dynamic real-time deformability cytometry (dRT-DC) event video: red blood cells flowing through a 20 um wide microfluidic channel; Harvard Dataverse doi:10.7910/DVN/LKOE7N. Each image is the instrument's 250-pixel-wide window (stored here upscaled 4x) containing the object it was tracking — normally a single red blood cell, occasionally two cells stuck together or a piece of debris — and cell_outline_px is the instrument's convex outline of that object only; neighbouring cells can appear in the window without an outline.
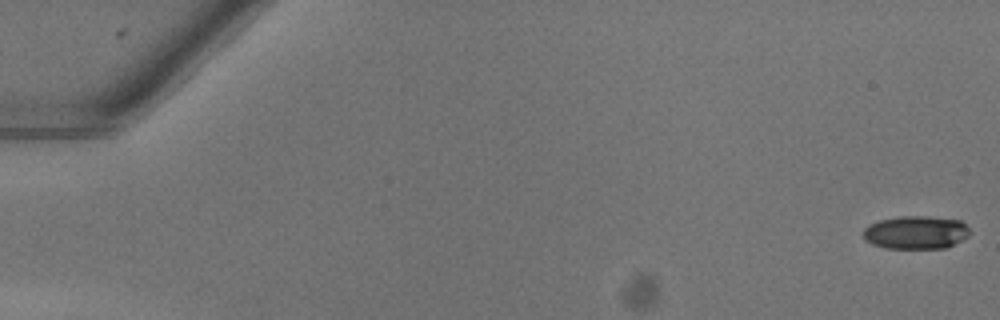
{"species": "common noctule bat (a hibernating species)", "species_latin": "Nyctalus noctula", "temperature_condition": "warm", "stored_images_in_passage": 52, "camera_frame_rate_fps": 3000, "um_per_image_px": 0.085, "animal": {"sex": "female"}, "frame": {"image": 1, "passage_image": 1, "time_ms": 0.0, "image_size_px": [1000, 320], "cell_outline_px": [[968, 236], [944, 248], [884, 248], [872, 244], [864, 240], [864, 228], [868, 224], [880, 220], [900, 216], [928, 216], [960, 220], [968, 228]], "centroid_in_image_um": [77.8, 19.75], "position_along_channel_um": 7.2, "area_um2": 20.46}}
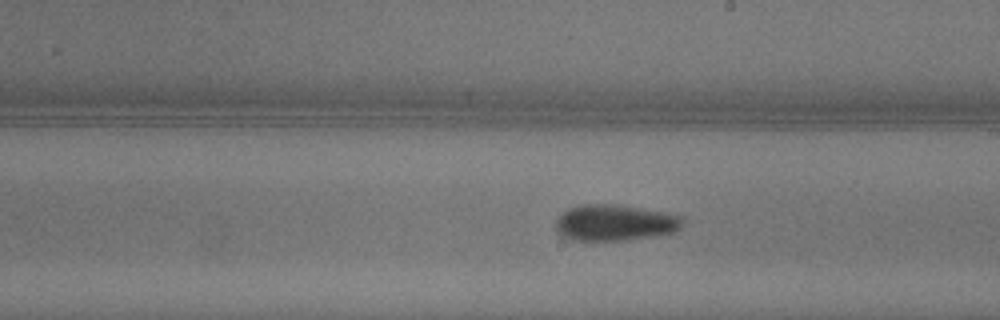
{"frame": {"image": 2, "passage_image": 31, "time_ms": 10.0, "image_size_px": [1000, 320], "cell_outline_px": [[684, 224], [680, 228], [672, 232], [652, 236], [628, 240], [572, 240], [560, 236], [556, 232], [556, 220], [568, 208], [584, 204], [612, 204], [640, 208], [684, 216]], "centroid_in_image_um": [52.25, 18.93], "position_along_channel_um": 236.7, "area_um2": 26.7}}
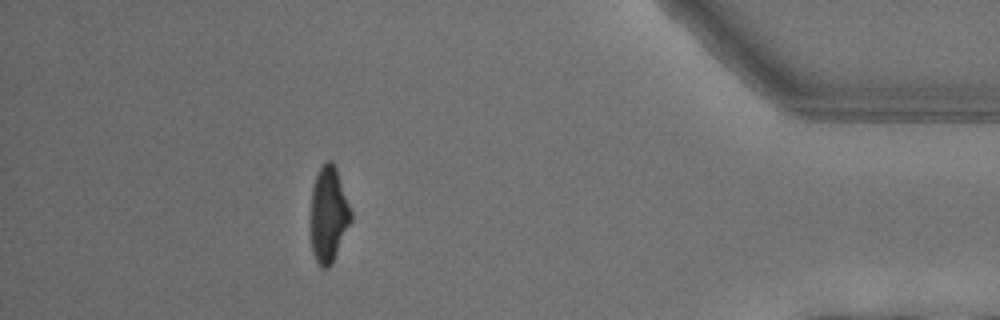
{"frame": {"image": 3, "passage_image": 47, "time_ms": 15.333, "image_size_px": [1000, 320], "cell_outline_px": [[352, 220], [332, 264], [328, 268], [320, 268], [312, 252], [312, 188], [316, 176], [320, 168], [328, 160], [332, 160], [336, 168], [352, 212]], "centroid_in_image_um": [27.95, 18.27], "position_along_channel_um": 407.2, "area_um2": 22.14}, "authors_computed_cell_mechanics": {"area_um2": 23.7847, "velocity_mm_per_s": 4.0727, "shape_relaxation_time_tau1_ms": 3.8698, "shape_relaxation_time_tau2_ms": 4.0673, "deformation_change_tau1": 0.162, "deformation_change_tau2": 0.1113}}